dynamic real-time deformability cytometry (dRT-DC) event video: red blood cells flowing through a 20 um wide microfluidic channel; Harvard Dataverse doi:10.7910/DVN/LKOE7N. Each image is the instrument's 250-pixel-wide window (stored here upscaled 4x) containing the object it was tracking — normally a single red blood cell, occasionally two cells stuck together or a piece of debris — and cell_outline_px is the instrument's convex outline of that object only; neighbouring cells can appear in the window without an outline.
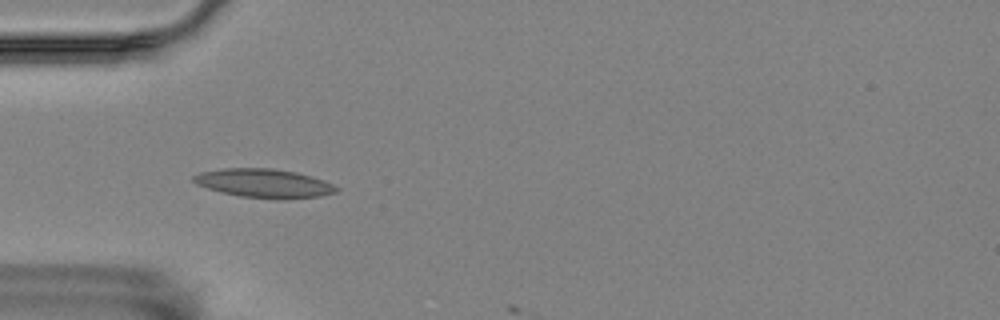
{"species": "Egyptian fruit bat (a non-hibernating species)", "species_latin": "Rousettus aegyptiacus", "temperature_condition": "room temperature", "stored_images_in_passage": 7, "camera_frame_rate_fps": 3000, "um_per_image_px": 0.085, "animal": {"sex": "female"}, "frame": {"image": 1, "passage_image": 6, "time_ms": 1.667, "image_size_px": [1000, 320], "cell_outline_px": [[340, 188], [336, 192], [320, 196], [280, 200], [240, 196], [220, 192], [196, 184], [192, 180], [192, 176], [200, 172], [224, 168], [272, 168], [296, 172], [312, 176], [324, 180]], "centroid_in_image_um": [22.45, 15.58], "position_along_channel_um": 62.6, "area_um2": 24.16}}